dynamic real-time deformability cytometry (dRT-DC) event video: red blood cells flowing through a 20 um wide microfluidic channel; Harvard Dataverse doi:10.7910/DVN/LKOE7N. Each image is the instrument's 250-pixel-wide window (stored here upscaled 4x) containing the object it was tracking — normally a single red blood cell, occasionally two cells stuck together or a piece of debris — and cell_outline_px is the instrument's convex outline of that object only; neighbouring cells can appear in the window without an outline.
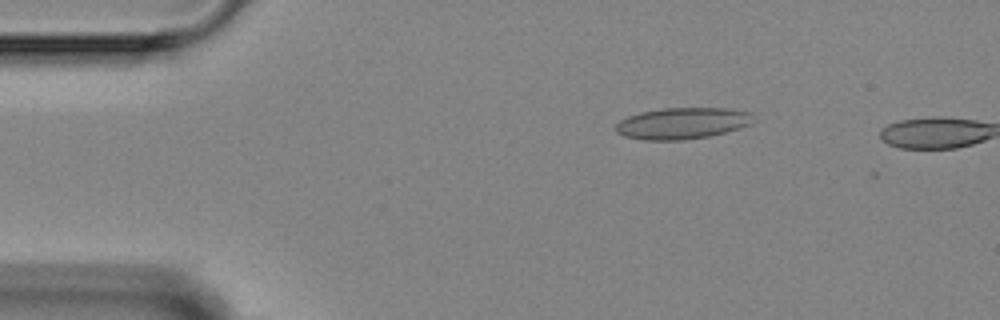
{"species": "Egyptian fruit bat (a non-hibernating species)", "species_latin": "Rousettus aegyptiacus", "temperature_condition": "room temperature", "stored_images_in_passage": 2, "camera_frame_rate_fps": 3000, "um_per_image_px": 0.085, "animal": {"sex": "female"}, "frame": {"image": 1, "passage_image": 1, "time_ms": 0.0, "image_size_px": [1000, 320], "cell_outline_px": [[752, 124], [724, 132], [708, 136], [684, 140], [644, 140], [624, 136], [616, 132], [616, 124], [620, 120], [628, 116], [640, 112], [664, 108], [728, 108], [752, 112]], "centroid_in_image_um": [57.98, 10.47], "position_along_channel_um": 27.0, "area_um2": 25.14}}